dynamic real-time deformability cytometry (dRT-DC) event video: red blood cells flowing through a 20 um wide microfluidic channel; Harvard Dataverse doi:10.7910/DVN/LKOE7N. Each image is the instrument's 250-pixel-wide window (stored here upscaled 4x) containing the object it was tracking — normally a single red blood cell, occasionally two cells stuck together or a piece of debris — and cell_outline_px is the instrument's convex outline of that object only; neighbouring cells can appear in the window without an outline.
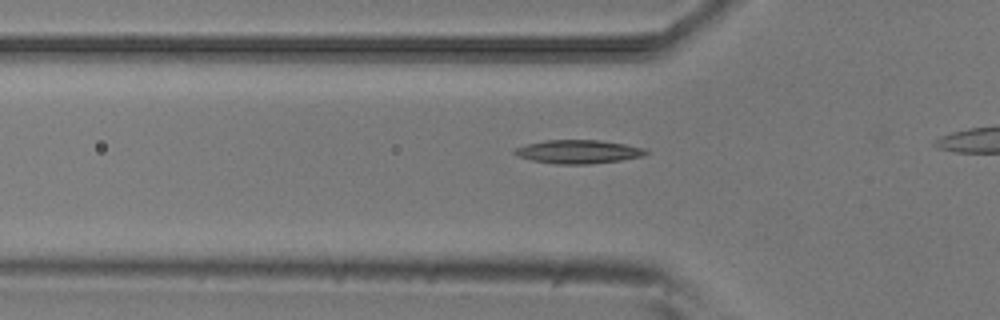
{"species": "common noctule bat (a hibernating species)", "species_latin": "Nyctalus noctula", "temperature_condition": "room temperature", "stored_images_in_passage": 21, "camera_frame_rate_fps": 3000, "um_per_image_px": 0.085, "animal": {"sex": "male", "body_mass_g": 20.5, "forearm_length_mm": 52.5}, "frame": {"image": 1, "passage_image": 12, "time_ms": 3.667, "image_size_px": [1000, 320], "cell_outline_px": [[652, 152], [644, 156], [620, 160], [588, 164], [556, 164], [532, 160], [516, 156], [512, 152], [516, 148], [528, 144], [544, 140], [600, 140], [648, 148]], "centroid_in_image_um": [49.21, 12.89], "position_along_channel_um": 76.6, "area_um2": 18.15}}
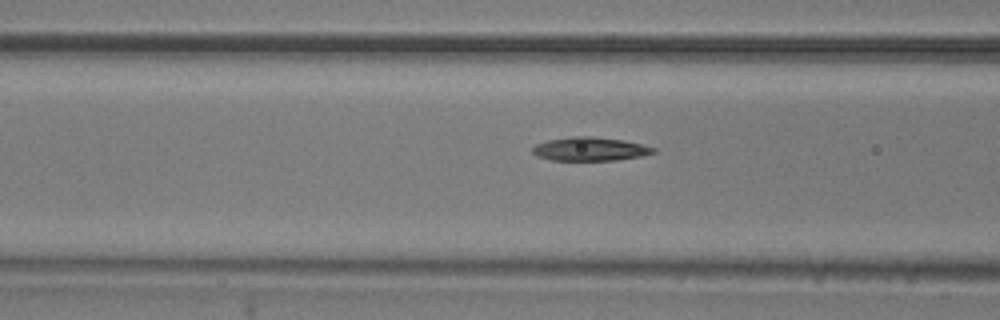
{"frame": {"image": 2, "passage_image": 15, "time_ms": 4.667, "image_size_px": [1000, 320], "cell_outline_px": [[656, 152], [640, 156], [616, 160], [552, 160], [536, 156], [532, 152], [532, 148], [536, 144], [548, 140], [572, 136], [592, 136], [624, 140], [656, 148]], "centroid_in_image_um": [50.13, 12.66], "position_along_channel_um": 116.5, "area_um2": 16.59}}
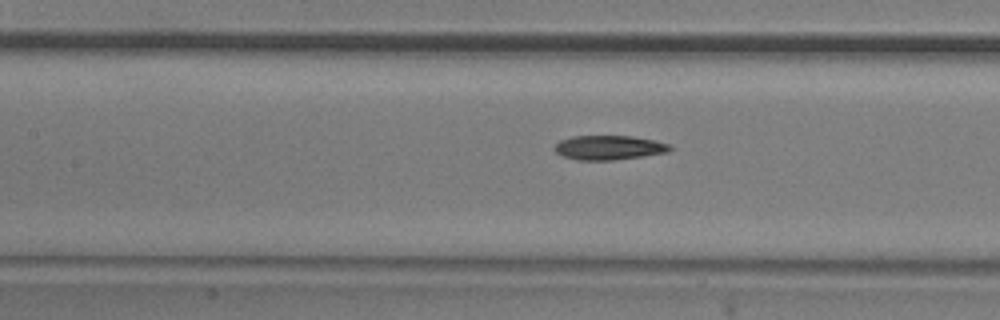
{"frame": {"image": 3, "passage_image": 18, "time_ms": 5.667, "image_size_px": [1000, 320], "cell_outline_px": [[672, 148], [668, 152], [644, 156], [612, 160], [576, 160], [564, 156], [556, 152], [552, 148], [560, 140], [572, 136], [632, 136], [656, 140], [668, 144]], "centroid_in_image_um": [51.75, 12.54], "position_along_channel_um": 155.7, "area_um2": 16.42}}